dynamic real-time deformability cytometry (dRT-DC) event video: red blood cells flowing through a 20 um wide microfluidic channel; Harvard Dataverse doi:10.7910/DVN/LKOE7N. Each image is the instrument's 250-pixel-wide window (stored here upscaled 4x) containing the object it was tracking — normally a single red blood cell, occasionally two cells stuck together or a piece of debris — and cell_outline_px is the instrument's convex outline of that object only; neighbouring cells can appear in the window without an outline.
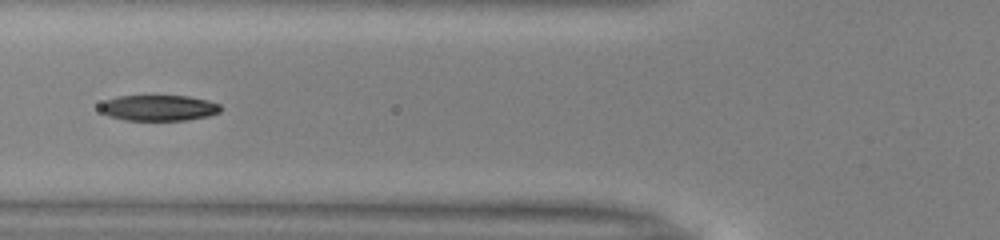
{"species": "common noctule bat (a hibernating species)", "species_latin": "Nyctalus noctula", "temperature_condition": "warm", "stored_images_in_passage": 32, "camera_frame_rate_fps": 3000, "um_per_image_px": 0.085, "animal": {"sex": "male", "body_mass_g": 13.0, "forearm_length_mm": 53.1}, "frame": {"image": 1, "passage_image": 5, "time_ms": 1.333, "image_size_px": [1000, 240], "cell_outline_px": [[220, 112], [208, 116], [188, 120], [124, 120], [108, 116], [100, 112], [100, 104], [116, 96], [188, 96], [208, 100], [220, 104]], "centroid_in_image_um": [13.48, 9.17], "position_along_channel_um": 112.3, "area_um2": 18.15}}
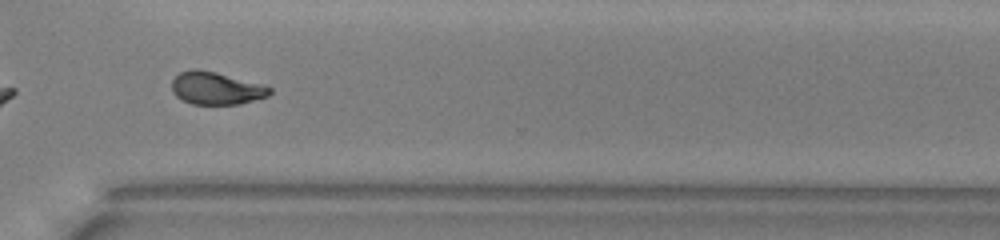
{"frame": {"image": 2, "passage_image": 23, "time_ms": 7.333, "image_size_px": [1000, 240], "cell_outline_px": [[272, 92], [268, 96], [240, 104], [192, 104], [176, 96], [172, 92], [172, 80], [180, 72], [192, 68], [196, 68], [216, 72], [264, 84], [272, 88]], "centroid_in_image_um": [18.39, 7.49], "position_along_channel_um": 352.2, "area_um2": 18.73}}